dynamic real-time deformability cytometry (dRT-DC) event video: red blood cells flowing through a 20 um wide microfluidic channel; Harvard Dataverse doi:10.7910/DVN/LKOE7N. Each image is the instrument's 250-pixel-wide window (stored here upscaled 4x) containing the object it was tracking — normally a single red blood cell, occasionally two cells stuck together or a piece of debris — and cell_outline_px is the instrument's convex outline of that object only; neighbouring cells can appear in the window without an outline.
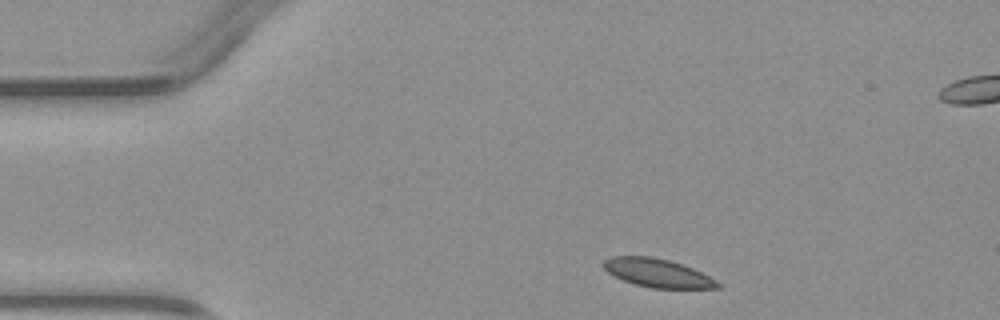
{"species": "common noctule bat (a hibernating species)", "species_latin": "Nyctalus noctula", "temperature_condition": "warm", "stored_images_in_passage": 3, "camera_frame_rate_fps": 3000, "um_per_image_px": 0.085, "animal": {"sex": "male", "body_mass_g": 23.1, "forearm_length_mm": 52.7}, "frame": {"image": 1, "passage_image": 1, "time_ms": 0.0, "image_size_px": [1000, 320], "cell_outline_px": [[720, 288], [652, 288], [636, 284], [624, 280], [608, 272], [600, 264], [604, 260], [612, 256], [652, 256], [668, 260], [692, 268], [716, 280], [720, 284]], "centroid_in_image_um": [55.86, 23.19], "position_along_channel_um": 29.1, "area_um2": 18.67}}